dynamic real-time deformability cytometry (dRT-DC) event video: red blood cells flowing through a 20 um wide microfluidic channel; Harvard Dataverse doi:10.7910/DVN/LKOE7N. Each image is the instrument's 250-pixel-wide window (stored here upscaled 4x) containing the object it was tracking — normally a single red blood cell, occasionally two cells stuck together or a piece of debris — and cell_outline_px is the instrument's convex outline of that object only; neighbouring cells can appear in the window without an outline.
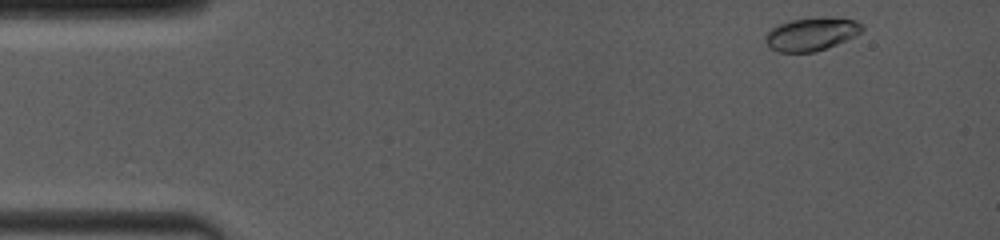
{"species": "common noctule bat (a hibernating species)", "species_latin": "Nyctalus noctula", "temperature_condition": "room temperature", "stored_images_in_passage": 10, "camera_frame_rate_fps": 4000, "um_per_image_px": 0.085, "animal": {"sex": "female", "body_mass_g": 19.0, "forearm_length_mm": 53.3}, "frame": {"image": 1, "passage_image": 1, "time_ms": 0.0, "image_size_px": [1000, 240], "cell_outline_px": [[864, 28], [856, 36], [836, 44], [812, 52], [776, 52], [768, 48], [764, 40], [764, 36], [768, 28], [776, 24], [792, 20], [828, 16], [832, 16], [856, 20], [864, 24]], "centroid_in_image_um": [68.93, 2.88], "position_along_channel_um": 16.1, "area_um2": 19.13}}
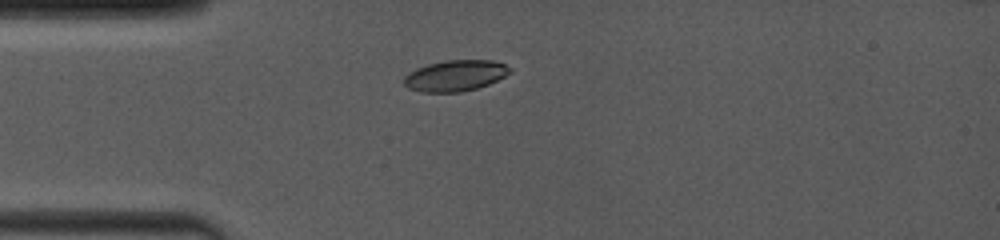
{"frame": {"image": 2, "passage_image": 7, "time_ms": 3.0, "image_size_px": [1000, 240], "cell_outline_px": [[512, 72], [488, 84], [476, 88], [460, 92], [420, 92], [408, 88], [404, 84], [404, 76], [408, 72], [416, 68], [428, 64], [448, 60], [492, 60], [504, 64], [512, 68]], "centroid_in_image_um": [38.68, 6.43], "position_along_channel_um": 46.3, "area_um2": 19.13}}
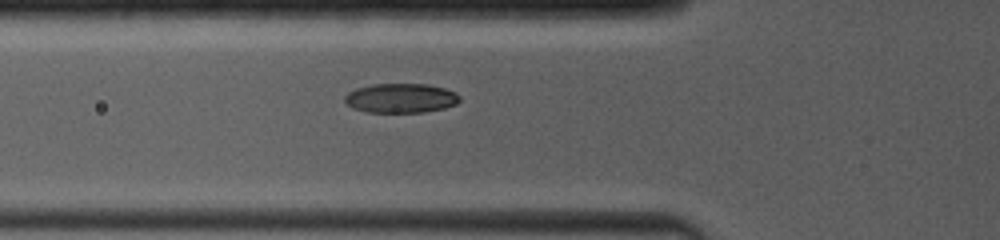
{"frame": {"image": 3, "passage_image": 10, "time_ms": 4.5, "image_size_px": [1000, 240], "cell_outline_px": [[460, 100], [456, 104], [444, 108], [424, 112], [364, 112], [352, 108], [344, 100], [344, 96], [348, 92], [356, 88], [372, 84], [428, 84], [444, 88], [456, 92], [460, 96]], "centroid_in_image_um": [34.06, 8.34], "position_along_channel_um": 91.7, "area_um2": 19.83}}